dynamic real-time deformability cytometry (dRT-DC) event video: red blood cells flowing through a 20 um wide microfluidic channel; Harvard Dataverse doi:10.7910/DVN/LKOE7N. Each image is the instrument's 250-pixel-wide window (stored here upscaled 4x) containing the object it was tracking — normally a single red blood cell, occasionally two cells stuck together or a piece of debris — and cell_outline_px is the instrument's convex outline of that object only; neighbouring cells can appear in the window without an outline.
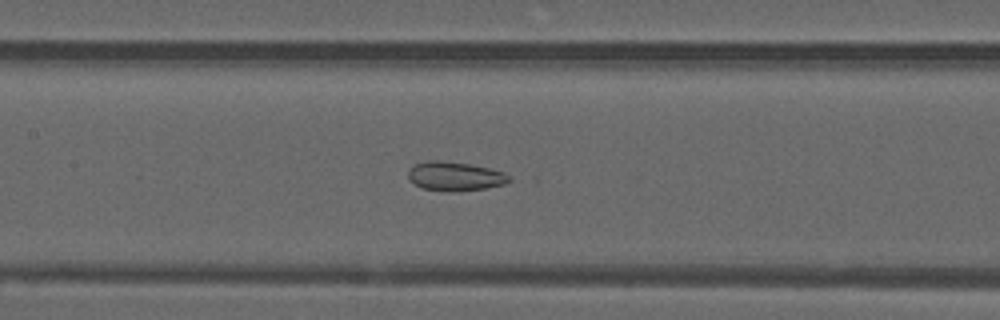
{"species": "common noctule bat (a hibernating species)", "species_latin": "Nyctalus noctula", "temperature_condition": "warm", "stored_images_in_passage": 51, "camera_frame_rate_fps": 3000, "um_per_image_px": 0.085, "animal": {"sex": "male", "forearm_length_mm": 52.5}, "frame": {"image": 1, "passage_image": 24, "time_ms": 7.667, "image_size_px": [1000, 320], "cell_outline_px": [[512, 180], [504, 184], [484, 188], [456, 192], [424, 188], [416, 184], [408, 176], [408, 168], [416, 164], [428, 160], [440, 160], [468, 164], [488, 168], [504, 172]], "centroid_in_image_um": [38.67, 14.97], "position_along_channel_um": 168.7, "area_um2": 16.82}}
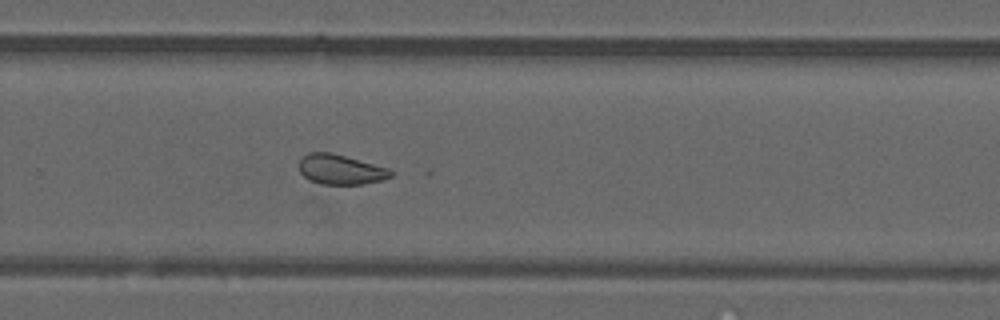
{"frame": {"image": 2, "passage_image": 34, "time_ms": 11.0, "image_size_px": [1000, 320], "cell_outline_px": [[392, 176], [384, 180], [360, 184], [320, 184], [308, 180], [300, 172], [300, 160], [308, 152], [332, 152], [388, 168], [392, 172]], "centroid_in_image_um": [28.94, 14.41], "position_along_channel_um": 300.9, "area_um2": 15.95}}
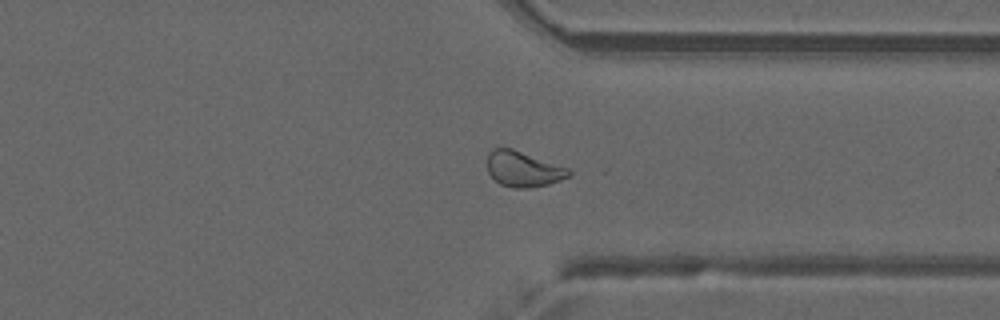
{"frame": {"image": 3, "passage_image": 39, "time_ms": 12.667, "image_size_px": [1000, 320], "cell_outline_px": [[572, 172], [568, 176], [560, 180], [548, 184], [524, 188], [516, 188], [500, 184], [488, 172], [488, 152], [492, 148], [512, 148], [568, 168]], "centroid_in_image_um": [44.46, 14.36], "position_along_channel_um": 366.9, "area_um2": 16.59}, "authors_computed_cell_mechanics": {"area_um2": 18.785, "velocity_mm_per_s": 3.9925, "shape_relaxation_time_tau1_ms": null, "shape_relaxation_time_tau2_ms": 2.297, "deformation_change_tau1": null, "deformation_change_tau2": 0.0791}}